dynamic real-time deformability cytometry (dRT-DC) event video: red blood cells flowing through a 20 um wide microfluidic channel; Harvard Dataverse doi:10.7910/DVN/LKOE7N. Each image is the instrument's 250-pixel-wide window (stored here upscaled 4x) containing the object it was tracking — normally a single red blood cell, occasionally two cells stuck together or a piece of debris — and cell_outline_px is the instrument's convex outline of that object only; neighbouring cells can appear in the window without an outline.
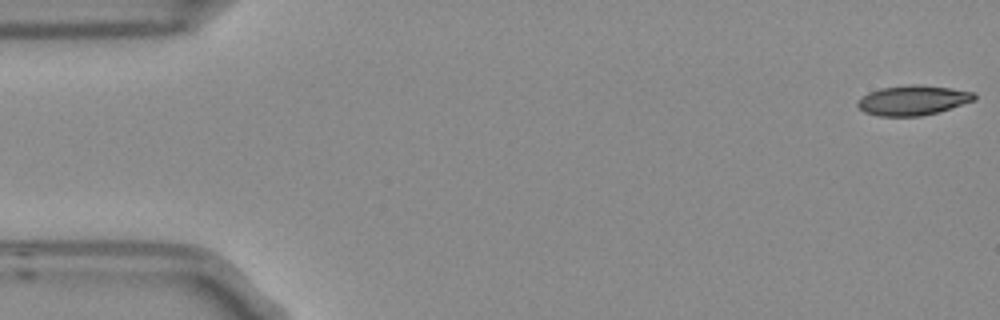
{"species": "Egyptian fruit bat (a non-hibernating species)", "species_latin": "Rousettus aegyptiacus", "temperature_condition": "room temperature", "stored_images_in_passage": 5, "camera_frame_rate_fps": 3000, "um_per_image_px": 0.085, "frame": {"image": 1, "passage_image": 1, "time_ms": 0.0, "image_size_px": [1000, 320], "cell_outline_px": [[976, 100], [936, 112], [920, 116], [876, 116], [864, 112], [856, 104], [860, 96], [868, 92], [880, 88], [912, 84], [920, 84], [976, 92]], "centroid_in_image_um": [77.56, 8.52], "position_along_channel_um": 7.4, "area_um2": 20.35}}
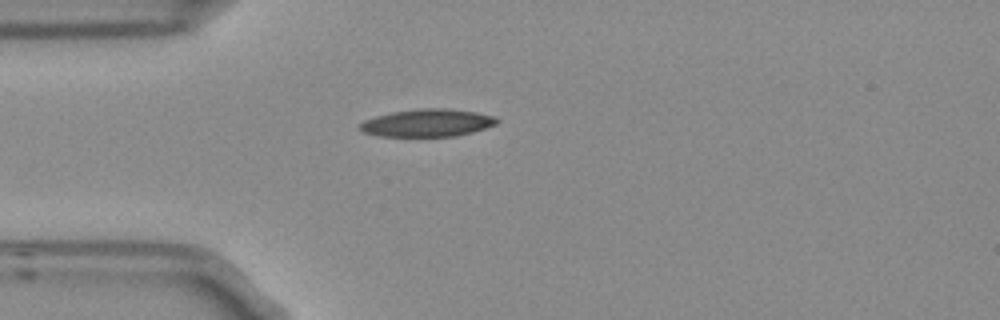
{"frame": {"image": 2, "passage_image": 4, "time_ms": 1.0, "image_size_px": [1000, 320], "cell_outline_px": [[500, 120], [496, 124], [472, 132], [456, 136], [380, 136], [364, 132], [356, 124], [364, 120], [376, 116], [392, 112], [420, 108], [448, 108], [476, 112], [496, 116]], "centroid_in_image_um": [36.33, 10.43], "position_along_channel_um": 48.7, "area_um2": 22.08}}